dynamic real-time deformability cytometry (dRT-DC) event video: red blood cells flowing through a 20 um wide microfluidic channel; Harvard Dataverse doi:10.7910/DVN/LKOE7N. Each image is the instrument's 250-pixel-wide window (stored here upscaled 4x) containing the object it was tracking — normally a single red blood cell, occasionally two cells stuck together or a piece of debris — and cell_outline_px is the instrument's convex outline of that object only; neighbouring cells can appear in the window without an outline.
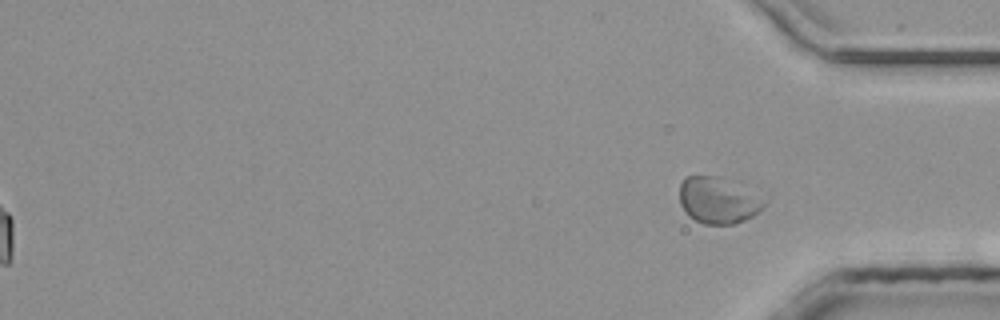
{"species": "common noctule bat (a hibernating species)", "species_latin": "Nyctalus noctula", "temperature_condition": "room temperature", "stored_images_in_passage": 36, "segment_of_instrument_passage": [2, 2], "camera_frame_rate_fps": 3000, "um_per_image_px": 0.085, "animal": {"sex": "male", "body_mass_g": 20.4}, "frame": {"image": 1, "passage_image": 36, "time_ms": 11.667, "image_size_px": [1000, 320], "cell_outline_px": [[768, 200], [764, 208], [752, 216], [736, 224], [704, 224], [688, 216], [684, 212], [680, 204], [680, 184], [684, 176], [712, 176], [768, 192]], "centroid_in_image_um": [61.17, 17.01], "position_along_channel_um": 374.0, "area_um2": 23.87}}